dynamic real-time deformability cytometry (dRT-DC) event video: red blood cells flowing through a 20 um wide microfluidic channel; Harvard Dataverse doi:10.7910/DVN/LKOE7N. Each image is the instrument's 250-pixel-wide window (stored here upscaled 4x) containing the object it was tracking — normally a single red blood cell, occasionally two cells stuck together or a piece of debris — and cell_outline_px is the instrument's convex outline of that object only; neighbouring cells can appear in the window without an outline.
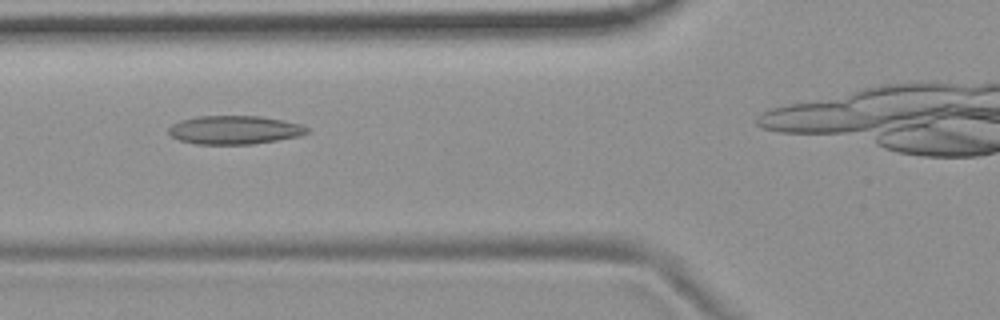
{"species": "common noctule bat (a hibernating species)", "species_latin": "Nyctalus noctula", "temperature_condition": "room temperature", "stored_images_in_passage": 4, "camera_frame_rate_fps": 3000, "um_per_image_px": 0.085, "animal": {"sex": "female", "body_mass_g": 19.9}, "frame": {"image": 1, "passage_image": 2, "time_ms": 1.333, "image_size_px": [1000, 320], "cell_outline_px": [[308, 132], [300, 136], [252, 144], [196, 144], [180, 140], [172, 136], [168, 132], [168, 128], [172, 124], [180, 120], [196, 116], [260, 116], [284, 120], [300, 124], [308, 128]], "centroid_in_image_um": [19.92, 11.04], "position_along_channel_um": 105.9, "area_um2": 23.0}}
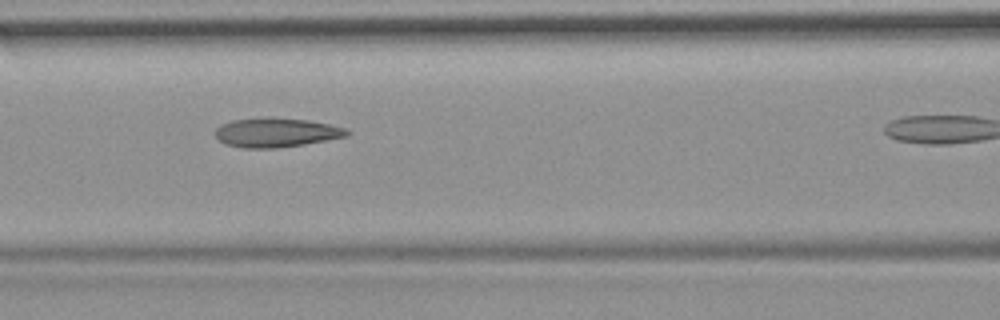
{"frame": {"image": 2, "passage_image": 3, "time_ms": 2.333, "image_size_px": [1000, 320], "cell_outline_px": [[352, 132], [348, 136], [304, 144], [276, 148], [244, 148], [228, 144], [220, 140], [216, 136], [216, 128], [220, 124], [232, 120], [308, 120], [348, 128]], "centroid_in_image_um": [23.54, 11.3], "position_along_channel_um": 143.1, "area_um2": 21.5}}